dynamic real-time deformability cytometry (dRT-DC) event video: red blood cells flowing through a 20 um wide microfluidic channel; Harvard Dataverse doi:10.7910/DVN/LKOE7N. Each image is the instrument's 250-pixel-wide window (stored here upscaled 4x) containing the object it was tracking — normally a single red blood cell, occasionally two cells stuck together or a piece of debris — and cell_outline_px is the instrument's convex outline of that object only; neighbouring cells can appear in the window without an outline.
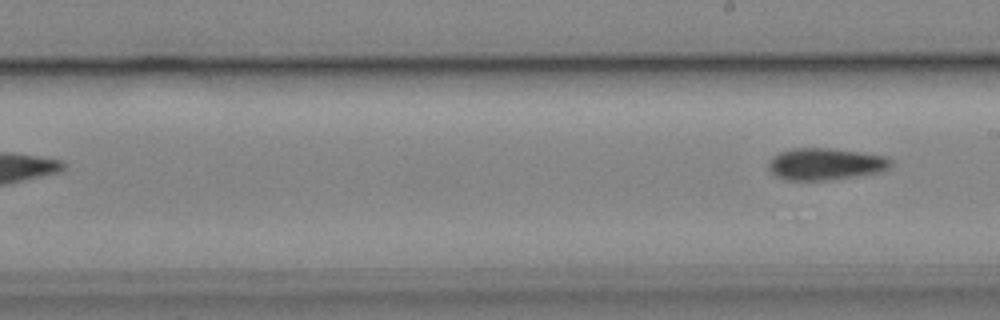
{"species": "common noctule bat (a hibernating species)", "species_latin": "Nyctalus noctula", "temperature_condition": "cold", "stored_images_in_passage": 8, "segment_of_instrument_passage": [2, 2], "camera_frame_rate_fps": 3000, "um_per_image_px": 0.085, "animal": {"sex": "male", "body_mass_g": 19.2, "forearm_length_mm": 51.8}, "frame": {"image": 1, "passage_image": 8, "time_ms": 9.667, "image_size_px": [1000, 320], "cell_outline_px": [[892, 164], [888, 168], [880, 172], [856, 176], [828, 180], [784, 180], [776, 176], [768, 168], [768, 160], [772, 156], [780, 152], [792, 148], [828, 148], [860, 152], [884, 156], [892, 160]], "centroid_in_image_um": [70.13, 13.94], "position_along_channel_um": 218.9, "area_um2": 22.77}}